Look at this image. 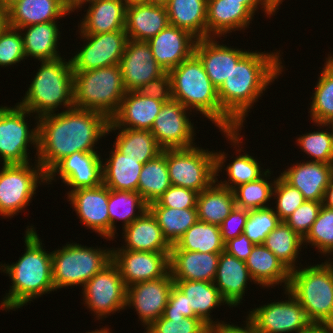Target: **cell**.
Instances as JSON below:
<instances>
[{
  "label": "cell",
  "mask_w": 333,
  "mask_h": 333,
  "mask_svg": "<svg viewBox=\"0 0 333 333\" xmlns=\"http://www.w3.org/2000/svg\"><path fill=\"white\" fill-rule=\"evenodd\" d=\"M110 120L102 113L71 108L38 118L37 162L48 172L75 152H97L95 145L107 134Z\"/></svg>",
  "instance_id": "obj_1"
},
{
  "label": "cell",
  "mask_w": 333,
  "mask_h": 333,
  "mask_svg": "<svg viewBox=\"0 0 333 333\" xmlns=\"http://www.w3.org/2000/svg\"><path fill=\"white\" fill-rule=\"evenodd\" d=\"M280 52H248L217 89L221 108L240 126L263 91L282 74Z\"/></svg>",
  "instance_id": "obj_2"
},
{
  "label": "cell",
  "mask_w": 333,
  "mask_h": 333,
  "mask_svg": "<svg viewBox=\"0 0 333 333\" xmlns=\"http://www.w3.org/2000/svg\"><path fill=\"white\" fill-rule=\"evenodd\" d=\"M172 99L186 109L199 111L239 147L241 127L221 108L217 88L208 77L200 59L193 54L169 71Z\"/></svg>",
  "instance_id": "obj_3"
},
{
  "label": "cell",
  "mask_w": 333,
  "mask_h": 333,
  "mask_svg": "<svg viewBox=\"0 0 333 333\" xmlns=\"http://www.w3.org/2000/svg\"><path fill=\"white\" fill-rule=\"evenodd\" d=\"M28 227L24 237L25 253L16 263L0 265V270L8 274L12 282L9 293H6L0 305L5 310L18 309L38 296L55 290L52 252L47 253L43 249L35 228Z\"/></svg>",
  "instance_id": "obj_4"
},
{
  "label": "cell",
  "mask_w": 333,
  "mask_h": 333,
  "mask_svg": "<svg viewBox=\"0 0 333 333\" xmlns=\"http://www.w3.org/2000/svg\"><path fill=\"white\" fill-rule=\"evenodd\" d=\"M74 72L71 60L64 61L59 58L51 61H42L33 81L24 98L18 104L36 113L38 118L53 114L58 106L66 110L74 107Z\"/></svg>",
  "instance_id": "obj_5"
},
{
  "label": "cell",
  "mask_w": 333,
  "mask_h": 333,
  "mask_svg": "<svg viewBox=\"0 0 333 333\" xmlns=\"http://www.w3.org/2000/svg\"><path fill=\"white\" fill-rule=\"evenodd\" d=\"M73 72L74 108L96 111L110 120L127 92L120 65Z\"/></svg>",
  "instance_id": "obj_6"
},
{
  "label": "cell",
  "mask_w": 333,
  "mask_h": 333,
  "mask_svg": "<svg viewBox=\"0 0 333 333\" xmlns=\"http://www.w3.org/2000/svg\"><path fill=\"white\" fill-rule=\"evenodd\" d=\"M290 271L289 292L311 323L333 324V262Z\"/></svg>",
  "instance_id": "obj_7"
},
{
  "label": "cell",
  "mask_w": 333,
  "mask_h": 333,
  "mask_svg": "<svg viewBox=\"0 0 333 333\" xmlns=\"http://www.w3.org/2000/svg\"><path fill=\"white\" fill-rule=\"evenodd\" d=\"M225 152L189 148L166 149V162L171 184L198 193L209 188L226 162Z\"/></svg>",
  "instance_id": "obj_8"
},
{
  "label": "cell",
  "mask_w": 333,
  "mask_h": 333,
  "mask_svg": "<svg viewBox=\"0 0 333 333\" xmlns=\"http://www.w3.org/2000/svg\"><path fill=\"white\" fill-rule=\"evenodd\" d=\"M112 261L109 248H92L79 243L64 245L52 251V278L55 291L68 286H84L96 273Z\"/></svg>",
  "instance_id": "obj_9"
},
{
  "label": "cell",
  "mask_w": 333,
  "mask_h": 333,
  "mask_svg": "<svg viewBox=\"0 0 333 333\" xmlns=\"http://www.w3.org/2000/svg\"><path fill=\"white\" fill-rule=\"evenodd\" d=\"M36 164L3 165L0 170V216L13 217L23 210L36 193L38 183L47 182V174ZM32 167V168H31Z\"/></svg>",
  "instance_id": "obj_10"
},
{
  "label": "cell",
  "mask_w": 333,
  "mask_h": 333,
  "mask_svg": "<svg viewBox=\"0 0 333 333\" xmlns=\"http://www.w3.org/2000/svg\"><path fill=\"white\" fill-rule=\"evenodd\" d=\"M30 111L18 103L14 107L0 106V158L3 165L30 163L29 144L38 151V125L29 129L26 116Z\"/></svg>",
  "instance_id": "obj_11"
},
{
  "label": "cell",
  "mask_w": 333,
  "mask_h": 333,
  "mask_svg": "<svg viewBox=\"0 0 333 333\" xmlns=\"http://www.w3.org/2000/svg\"><path fill=\"white\" fill-rule=\"evenodd\" d=\"M83 299L97 320L127 309V287L118 267L111 261L83 286Z\"/></svg>",
  "instance_id": "obj_12"
},
{
  "label": "cell",
  "mask_w": 333,
  "mask_h": 333,
  "mask_svg": "<svg viewBox=\"0 0 333 333\" xmlns=\"http://www.w3.org/2000/svg\"><path fill=\"white\" fill-rule=\"evenodd\" d=\"M285 294L288 300L250 311L246 320L255 333H299L311 324L299 301L287 289Z\"/></svg>",
  "instance_id": "obj_13"
},
{
  "label": "cell",
  "mask_w": 333,
  "mask_h": 333,
  "mask_svg": "<svg viewBox=\"0 0 333 333\" xmlns=\"http://www.w3.org/2000/svg\"><path fill=\"white\" fill-rule=\"evenodd\" d=\"M80 35L87 42L70 59L73 71H90L120 64L128 40L125 30Z\"/></svg>",
  "instance_id": "obj_14"
},
{
  "label": "cell",
  "mask_w": 333,
  "mask_h": 333,
  "mask_svg": "<svg viewBox=\"0 0 333 333\" xmlns=\"http://www.w3.org/2000/svg\"><path fill=\"white\" fill-rule=\"evenodd\" d=\"M112 250V262L118 267L126 287L135 283L156 280L169 271L170 253Z\"/></svg>",
  "instance_id": "obj_15"
},
{
  "label": "cell",
  "mask_w": 333,
  "mask_h": 333,
  "mask_svg": "<svg viewBox=\"0 0 333 333\" xmlns=\"http://www.w3.org/2000/svg\"><path fill=\"white\" fill-rule=\"evenodd\" d=\"M186 109L180 102L171 100L162 105L155 118L151 133L162 149L189 148L194 144V127Z\"/></svg>",
  "instance_id": "obj_16"
},
{
  "label": "cell",
  "mask_w": 333,
  "mask_h": 333,
  "mask_svg": "<svg viewBox=\"0 0 333 333\" xmlns=\"http://www.w3.org/2000/svg\"><path fill=\"white\" fill-rule=\"evenodd\" d=\"M173 285L174 280L169 271L159 279L127 287L126 307L133 306L136 309L145 329L163 315Z\"/></svg>",
  "instance_id": "obj_17"
},
{
  "label": "cell",
  "mask_w": 333,
  "mask_h": 333,
  "mask_svg": "<svg viewBox=\"0 0 333 333\" xmlns=\"http://www.w3.org/2000/svg\"><path fill=\"white\" fill-rule=\"evenodd\" d=\"M101 156L97 152H75L64 157L47 174V182L55 180L59 174L71 191L81 188H94L103 184Z\"/></svg>",
  "instance_id": "obj_18"
},
{
  "label": "cell",
  "mask_w": 333,
  "mask_h": 333,
  "mask_svg": "<svg viewBox=\"0 0 333 333\" xmlns=\"http://www.w3.org/2000/svg\"><path fill=\"white\" fill-rule=\"evenodd\" d=\"M119 65L127 92L137 91L166 73L154 59L151 48L145 41L128 39Z\"/></svg>",
  "instance_id": "obj_19"
},
{
  "label": "cell",
  "mask_w": 333,
  "mask_h": 333,
  "mask_svg": "<svg viewBox=\"0 0 333 333\" xmlns=\"http://www.w3.org/2000/svg\"><path fill=\"white\" fill-rule=\"evenodd\" d=\"M67 195L80 222L110 240L109 188L101 184L94 188L75 189Z\"/></svg>",
  "instance_id": "obj_20"
},
{
  "label": "cell",
  "mask_w": 333,
  "mask_h": 333,
  "mask_svg": "<svg viewBox=\"0 0 333 333\" xmlns=\"http://www.w3.org/2000/svg\"><path fill=\"white\" fill-rule=\"evenodd\" d=\"M197 40L188 31L169 24L147 43L157 63L169 72L194 54Z\"/></svg>",
  "instance_id": "obj_21"
},
{
  "label": "cell",
  "mask_w": 333,
  "mask_h": 333,
  "mask_svg": "<svg viewBox=\"0 0 333 333\" xmlns=\"http://www.w3.org/2000/svg\"><path fill=\"white\" fill-rule=\"evenodd\" d=\"M215 38L217 37L197 40L194 54L200 59L208 77L218 89L248 51L221 45Z\"/></svg>",
  "instance_id": "obj_22"
},
{
  "label": "cell",
  "mask_w": 333,
  "mask_h": 333,
  "mask_svg": "<svg viewBox=\"0 0 333 333\" xmlns=\"http://www.w3.org/2000/svg\"><path fill=\"white\" fill-rule=\"evenodd\" d=\"M297 188L305 200L323 201L325 190L333 177V164L311 160L293 164L280 175Z\"/></svg>",
  "instance_id": "obj_23"
},
{
  "label": "cell",
  "mask_w": 333,
  "mask_h": 333,
  "mask_svg": "<svg viewBox=\"0 0 333 333\" xmlns=\"http://www.w3.org/2000/svg\"><path fill=\"white\" fill-rule=\"evenodd\" d=\"M163 104V101L144 97L137 91L126 92L108 127L151 130Z\"/></svg>",
  "instance_id": "obj_24"
},
{
  "label": "cell",
  "mask_w": 333,
  "mask_h": 333,
  "mask_svg": "<svg viewBox=\"0 0 333 333\" xmlns=\"http://www.w3.org/2000/svg\"><path fill=\"white\" fill-rule=\"evenodd\" d=\"M220 253L171 249L170 273L173 280L214 282Z\"/></svg>",
  "instance_id": "obj_25"
},
{
  "label": "cell",
  "mask_w": 333,
  "mask_h": 333,
  "mask_svg": "<svg viewBox=\"0 0 333 333\" xmlns=\"http://www.w3.org/2000/svg\"><path fill=\"white\" fill-rule=\"evenodd\" d=\"M168 25L165 6L140 2L126 7L125 32L130 40L147 42Z\"/></svg>",
  "instance_id": "obj_26"
},
{
  "label": "cell",
  "mask_w": 333,
  "mask_h": 333,
  "mask_svg": "<svg viewBox=\"0 0 333 333\" xmlns=\"http://www.w3.org/2000/svg\"><path fill=\"white\" fill-rule=\"evenodd\" d=\"M254 15L241 1L207 0V38L247 28Z\"/></svg>",
  "instance_id": "obj_27"
},
{
  "label": "cell",
  "mask_w": 333,
  "mask_h": 333,
  "mask_svg": "<svg viewBox=\"0 0 333 333\" xmlns=\"http://www.w3.org/2000/svg\"><path fill=\"white\" fill-rule=\"evenodd\" d=\"M248 279L253 281L245 261L229 255L225 251L220 253L214 284L228 306L235 307L245 296Z\"/></svg>",
  "instance_id": "obj_28"
},
{
  "label": "cell",
  "mask_w": 333,
  "mask_h": 333,
  "mask_svg": "<svg viewBox=\"0 0 333 333\" xmlns=\"http://www.w3.org/2000/svg\"><path fill=\"white\" fill-rule=\"evenodd\" d=\"M125 245L117 249L170 253L171 245L163 236L162 229L149 209L138 219L123 228Z\"/></svg>",
  "instance_id": "obj_29"
},
{
  "label": "cell",
  "mask_w": 333,
  "mask_h": 333,
  "mask_svg": "<svg viewBox=\"0 0 333 333\" xmlns=\"http://www.w3.org/2000/svg\"><path fill=\"white\" fill-rule=\"evenodd\" d=\"M174 284L187 296L188 318H200L209 327L225 324L210 315L217 306L227 304L213 282L174 280Z\"/></svg>",
  "instance_id": "obj_30"
},
{
  "label": "cell",
  "mask_w": 333,
  "mask_h": 333,
  "mask_svg": "<svg viewBox=\"0 0 333 333\" xmlns=\"http://www.w3.org/2000/svg\"><path fill=\"white\" fill-rule=\"evenodd\" d=\"M91 4V5H90ZM127 4L123 0H95L82 18L80 34H100L125 30Z\"/></svg>",
  "instance_id": "obj_31"
},
{
  "label": "cell",
  "mask_w": 333,
  "mask_h": 333,
  "mask_svg": "<svg viewBox=\"0 0 333 333\" xmlns=\"http://www.w3.org/2000/svg\"><path fill=\"white\" fill-rule=\"evenodd\" d=\"M68 14L66 0H20L8 9L9 26L17 29L57 21Z\"/></svg>",
  "instance_id": "obj_32"
},
{
  "label": "cell",
  "mask_w": 333,
  "mask_h": 333,
  "mask_svg": "<svg viewBox=\"0 0 333 333\" xmlns=\"http://www.w3.org/2000/svg\"><path fill=\"white\" fill-rule=\"evenodd\" d=\"M245 264L254 283L266 288L284 283L285 290L288 289L290 271L263 244L254 245Z\"/></svg>",
  "instance_id": "obj_33"
},
{
  "label": "cell",
  "mask_w": 333,
  "mask_h": 333,
  "mask_svg": "<svg viewBox=\"0 0 333 333\" xmlns=\"http://www.w3.org/2000/svg\"><path fill=\"white\" fill-rule=\"evenodd\" d=\"M56 23V21H50L19 28V30H25L24 33L21 31V34L26 59L33 57L41 62L61 58L57 51L61 33Z\"/></svg>",
  "instance_id": "obj_34"
},
{
  "label": "cell",
  "mask_w": 333,
  "mask_h": 333,
  "mask_svg": "<svg viewBox=\"0 0 333 333\" xmlns=\"http://www.w3.org/2000/svg\"><path fill=\"white\" fill-rule=\"evenodd\" d=\"M102 164L103 184L112 190L137 191L143 164L115 147Z\"/></svg>",
  "instance_id": "obj_35"
},
{
  "label": "cell",
  "mask_w": 333,
  "mask_h": 333,
  "mask_svg": "<svg viewBox=\"0 0 333 333\" xmlns=\"http://www.w3.org/2000/svg\"><path fill=\"white\" fill-rule=\"evenodd\" d=\"M169 24L186 30L198 40L207 38V0H169Z\"/></svg>",
  "instance_id": "obj_36"
},
{
  "label": "cell",
  "mask_w": 333,
  "mask_h": 333,
  "mask_svg": "<svg viewBox=\"0 0 333 333\" xmlns=\"http://www.w3.org/2000/svg\"><path fill=\"white\" fill-rule=\"evenodd\" d=\"M215 183L198 193L196 208L199 221L220 226L236 203L232 190Z\"/></svg>",
  "instance_id": "obj_37"
},
{
  "label": "cell",
  "mask_w": 333,
  "mask_h": 333,
  "mask_svg": "<svg viewBox=\"0 0 333 333\" xmlns=\"http://www.w3.org/2000/svg\"><path fill=\"white\" fill-rule=\"evenodd\" d=\"M121 129V130H119ZM114 130L120 132L116 135L114 147L122 154L139 160L145 164L154 159L162 152V148L157 144L154 135L150 130L129 129L120 127H108L107 135Z\"/></svg>",
  "instance_id": "obj_38"
},
{
  "label": "cell",
  "mask_w": 333,
  "mask_h": 333,
  "mask_svg": "<svg viewBox=\"0 0 333 333\" xmlns=\"http://www.w3.org/2000/svg\"><path fill=\"white\" fill-rule=\"evenodd\" d=\"M156 218L163 236L172 246L180 237L198 221L197 208H169L160 206L156 201L148 205Z\"/></svg>",
  "instance_id": "obj_39"
},
{
  "label": "cell",
  "mask_w": 333,
  "mask_h": 333,
  "mask_svg": "<svg viewBox=\"0 0 333 333\" xmlns=\"http://www.w3.org/2000/svg\"><path fill=\"white\" fill-rule=\"evenodd\" d=\"M171 185L166 162V149H163L154 159L143 164L137 192L149 205L155 202Z\"/></svg>",
  "instance_id": "obj_40"
},
{
  "label": "cell",
  "mask_w": 333,
  "mask_h": 333,
  "mask_svg": "<svg viewBox=\"0 0 333 333\" xmlns=\"http://www.w3.org/2000/svg\"><path fill=\"white\" fill-rule=\"evenodd\" d=\"M147 209L148 204L137 191L109 189L108 213L110 218V240H113L115 237L116 225L114 224L116 223V219L122 220L124 222L123 228H125L135 219H138Z\"/></svg>",
  "instance_id": "obj_41"
},
{
  "label": "cell",
  "mask_w": 333,
  "mask_h": 333,
  "mask_svg": "<svg viewBox=\"0 0 333 333\" xmlns=\"http://www.w3.org/2000/svg\"><path fill=\"white\" fill-rule=\"evenodd\" d=\"M224 244L219 226L198 220L175 245H172L171 249L221 253L224 251Z\"/></svg>",
  "instance_id": "obj_42"
},
{
  "label": "cell",
  "mask_w": 333,
  "mask_h": 333,
  "mask_svg": "<svg viewBox=\"0 0 333 333\" xmlns=\"http://www.w3.org/2000/svg\"><path fill=\"white\" fill-rule=\"evenodd\" d=\"M303 239L297 235L284 221L272 230L265 238L263 245L269 249L289 271L295 266L298 258L299 249H301Z\"/></svg>",
  "instance_id": "obj_43"
},
{
  "label": "cell",
  "mask_w": 333,
  "mask_h": 333,
  "mask_svg": "<svg viewBox=\"0 0 333 333\" xmlns=\"http://www.w3.org/2000/svg\"><path fill=\"white\" fill-rule=\"evenodd\" d=\"M320 74L309 109L310 117L315 124H323L333 117V55L328 54Z\"/></svg>",
  "instance_id": "obj_44"
},
{
  "label": "cell",
  "mask_w": 333,
  "mask_h": 333,
  "mask_svg": "<svg viewBox=\"0 0 333 333\" xmlns=\"http://www.w3.org/2000/svg\"><path fill=\"white\" fill-rule=\"evenodd\" d=\"M271 171L268 169L266 173L255 181H251L237 186L234 190L236 207L246 210H255L268 208L270 199L272 198L274 182H268L267 178ZM266 177V178H264Z\"/></svg>",
  "instance_id": "obj_45"
},
{
  "label": "cell",
  "mask_w": 333,
  "mask_h": 333,
  "mask_svg": "<svg viewBox=\"0 0 333 333\" xmlns=\"http://www.w3.org/2000/svg\"><path fill=\"white\" fill-rule=\"evenodd\" d=\"M224 170H226L229 180L223 182L220 180L218 184L233 191L239 185L259 179L268 169L262 172L257 160L246 153L237 155L233 162L231 164L228 163Z\"/></svg>",
  "instance_id": "obj_46"
},
{
  "label": "cell",
  "mask_w": 333,
  "mask_h": 333,
  "mask_svg": "<svg viewBox=\"0 0 333 333\" xmlns=\"http://www.w3.org/2000/svg\"><path fill=\"white\" fill-rule=\"evenodd\" d=\"M304 243L315 246L323 255H333V209L322 205L317 219L303 239Z\"/></svg>",
  "instance_id": "obj_47"
},
{
  "label": "cell",
  "mask_w": 333,
  "mask_h": 333,
  "mask_svg": "<svg viewBox=\"0 0 333 333\" xmlns=\"http://www.w3.org/2000/svg\"><path fill=\"white\" fill-rule=\"evenodd\" d=\"M280 222L272 207L249 210L244 234L254 245H262L265 238Z\"/></svg>",
  "instance_id": "obj_48"
},
{
  "label": "cell",
  "mask_w": 333,
  "mask_h": 333,
  "mask_svg": "<svg viewBox=\"0 0 333 333\" xmlns=\"http://www.w3.org/2000/svg\"><path fill=\"white\" fill-rule=\"evenodd\" d=\"M297 144L303 152L312 157V162L333 164V147L331 134L318 130L299 136Z\"/></svg>",
  "instance_id": "obj_49"
},
{
  "label": "cell",
  "mask_w": 333,
  "mask_h": 333,
  "mask_svg": "<svg viewBox=\"0 0 333 333\" xmlns=\"http://www.w3.org/2000/svg\"><path fill=\"white\" fill-rule=\"evenodd\" d=\"M209 328L200 318L161 316L145 333H209Z\"/></svg>",
  "instance_id": "obj_50"
},
{
  "label": "cell",
  "mask_w": 333,
  "mask_h": 333,
  "mask_svg": "<svg viewBox=\"0 0 333 333\" xmlns=\"http://www.w3.org/2000/svg\"><path fill=\"white\" fill-rule=\"evenodd\" d=\"M272 196L275 197L274 212L281 221H285L305 201L303 194L288 184L280 175L275 178ZM276 195V196H275ZM277 197V198H276Z\"/></svg>",
  "instance_id": "obj_51"
},
{
  "label": "cell",
  "mask_w": 333,
  "mask_h": 333,
  "mask_svg": "<svg viewBox=\"0 0 333 333\" xmlns=\"http://www.w3.org/2000/svg\"><path fill=\"white\" fill-rule=\"evenodd\" d=\"M24 59L26 55L21 30L8 26L0 32V66L15 65Z\"/></svg>",
  "instance_id": "obj_52"
},
{
  "label": "cell",
  "mask_w": 333,
  "mask_h": 333,
  "mask_svg": "<svg viewBox=\"0 0 333 333\" xmlns=\"http://www.w3.org/2000/svg\"><path fill=\"white\" fill-rule=\"evenodd\" d=\"M322 202L305 200L284 222L304 239L318 217Z\"/></svg>",
  "instance_id": "obj_53"
},
{
  "label": "cell",
  "mask_w": 333,
  "mask_h": 333,
  "mask_svg": "<svg viewBox=\"0 0 333 333\" xmlns=\"http://www.w3.org/2000/svg\"><path fill=\"white\" fill-rule=\"evenodd\" d=\"M198 192L171 185L156 202L163 207L187 209L196 208Z\"/></svg>",
  "instance_id": "obj_54"
},
{
  "label": "cell",
  "mask_w": 333,
  "mask_h": 333,
  "mask_svg": "<svg viewBox=\"0 0 333 333\" xmlns=\"http://www.w3.org/2000/svg\"><path fill=\"white\" fill-rule=\"evenodd\" d=\"M249 216V210L235 207L223 220L220 227L223 242L238 237L244 232V227Z\"/></svg>",
  "instance_id": "obj_55"
},
{
  "label": "cell",
  "mask_w": 333,
  "mask_h": 333,
  "mask_svg": "<svg viewBox=\"0 0 333 333\" xmlns=\"http://www.w3.org/2000/svg\"><path fill=\"white\" fill-rule=\"evenodd\" d=\"M137 92L144 96L153 98L164 103L172 100L171 77L169 72L160 76L157 79L149 81L144 86L140 87Z\"/></svg>",
  "instance_id": "obj_56"
},
{
  "label": "cell",
  "mask_w": 333,
  "mask_h": 333,
  "mask_svg": "<svg viewBox=\"0 0 333 333\" xmlns=\"http://www.w3.org/2000/svg\"><path fill=\"white\" fill-rule=\"evenodd\" d=\"M163 317H188L187 296L174 284Z\"/></svg>",
  "instance_id": "obj_57"
},
{
  "label": "cell",
  "mask_w": 333,
  "mask_h": 333,
  "mask_svg": "<svg viewBox=\"0 0 333 333\" xmlns=\"http://www.w3.org/2000/svg\"><path fill=\"white\" fill-rule=\"evenodd\" d=\"M253 247L254 244L243 232L238 237L225 242L224 251L239 260L245 261L251 253Z\"/></svg>",
  "instance_id": "obj_58"
},
{
  "label": "cell",
  "mask_w": 333,
  "mask_h": 333,
  "mask_svg": "<svg viewBox=\"0 0 333 333\" xmlns=\"http://www.w3.org/2000/svg\"><path fill=\"white\" fill-rule=\"evenodd\" d=\"M246 327L235 326L233 324H221L209 328V333H255L251 325L245 321Z\"/></svg>",
  "instance_id": "obj_59"
},
{
  "label": "cell",
  "mask_w": 333,
  "mask_h": 333,
  "mask_svg": "<svg viewBox=\"0 0 333 333\" xmlns=\"http://www.w3.org/2000/svg\"><path fill=\"white\" fill-rule=\"evenodd\" d=\"M234 1H241L242 4H244L253 14L257 11L258 5L260 4L266 13V15H273V13H276L270 5L267 3L266 0H234Z\"/></svg>",
  "instance_id": "obj_60"
},
{
  "label": "cell",
  "mask_w": 333,
  "mask_h": 333,
  "mask_svg": "<svg viewBox=\"0 0 333 333\" xmlns=\"http://www.w3.org/2000/svg\"><path fill=\"white\" fill-rule=\"evenodd\" d=\"M299 333H333V324L311 323L307 328Z\"/></svg>",
  "instance_id": "obj_61"
},
{
  "label": "cell",
  "mask_w": 333,
  "mask_h": 333,
  "mask_svg": "<svg viewBox=\"0 0 333 333\" xmlns=\"http://www.w3.org/2000/svg\"><path fill=\"white\" fill-rule=\"evenodd\" d=\"M323 205L327 208L333 209V177L325 190Z\"/></svg>",
  "instance_id": "obj_62"
},
{
  "label": "cell",
  "mask_w": 333,
  "mask_h": 333,
  "mask_svg": "<svg viewBox=\"0 0 333 333\" xmlns=\"http://www.w3.org/2000/svg\"><path fill=\"white\" fill-rule=\"evenodd\" d=\"M9 26L8 9L0 3V32Z\"/></svg>",
  "instance_id": "obj_63"
},
{
  "label": "cell",
  "mask_w": 333,
  "mask_h": 333,
  "mask_svg": "<svg viewBox=\"0 0 333 333\" xmlns=\"http://www.w3.org/2000/svg\"><path fill=\"white\" fill-rule=\"evenodd\" d=\"M92 1H95V0H66L67 10L69 11V13H71L72 11L74 12V10H76L80 7L82 8V6H83L82 4H87Z\"/></svg>",
  "instance_id": "obj_64"
},
{
  "label": "cell",
  "mask_w": 333,
  "mask_h": 333,
  "mask_svg": "<svg viewBox=\"0 0 333 333\" xmlns=\"http://www.w3.org/2000/svg\"><path fill=\"white\" fill-rule=\"evenodd\" d=\"M320 126V128L321 127H323V126H325V127H327L328 126V129L330 128L331 130V132H330V134H331V139H332V147H333V117L332 118H330V119H328L326 122H324L323 124H317V126ZM331 125V126H330Z\"/></svg>",
  "instance_id": "obj_65"
},
{
  "label": "cell",
  "mask_w": 333,
  "mask_h": 333,
  "mask_svg": "<svg viewBox=\"0 0 333 333\" xmlns=\"http://www.w3.org/2000/svg\"><path fill=\"white\" fill-rule=\"evenodd\" d=\"M270 7L276 12L280 4L283 2L282 0H266Z\"/></svg>",
  "instance_id": "obj_66"
},
{
  "label": "cell",
  "mask_w": 333,
  "mask_h": 333,
  "mask_svg": "<svg viewBox=\"0 0 333 333\" xmlns=\"http://www.w3.org/2000/svg\"><path fill=\"white\" fill-rule=\"evenodd\" d=\"M168 2L169 0H146V3L160 5V6H166Z\"/></svg>",
  "instance_id": "obj_67"
},
{
  "label": "cell",
  "mask_w": 333,
  "mask_h": 333,
  "mask_svg": "<svg viewBox=\"0 0 333 333\" xmlns=\"http://www.w3.org/2000/svg\"><path fill=\"white\" fill-rule=\"evenodd\" d=\"M20 0H0V3L6 8L9 9L12 5L17 3Z\"/></svg>",
  "instance_id": "obj_68"
},
{
  "label": "cell",
  "mask_w": 333,
  "mask_h": 333,
  "mask_svg": "<svg viewBox=\"0 0 333 333\" xmlns=\"http://www.w3.org/2000/svg\"><path fill=\"white\" fill-rule=\"evenodd\" d=\"M86 333H111L110 331H109V329L108 328H102L101 330H95V331H91V332H86Z\"/></svg>",
  "instance_id": "obj_69"
},
{
  "label": "cell",
  "mask_w": 333,
  "mask_h": 333,
  "mask_svg": "<svg viewBox=\"0 0 333 333\" xmlns=\"http://www.w3.org/2000/svg\"><path fill=\"white\" fill-rule=\"evenodd\" d=\"M127 5L132 3L146 2V0H123Z\"/></svg>",
  "instance_id": "obj_70"
}]
</instances>
